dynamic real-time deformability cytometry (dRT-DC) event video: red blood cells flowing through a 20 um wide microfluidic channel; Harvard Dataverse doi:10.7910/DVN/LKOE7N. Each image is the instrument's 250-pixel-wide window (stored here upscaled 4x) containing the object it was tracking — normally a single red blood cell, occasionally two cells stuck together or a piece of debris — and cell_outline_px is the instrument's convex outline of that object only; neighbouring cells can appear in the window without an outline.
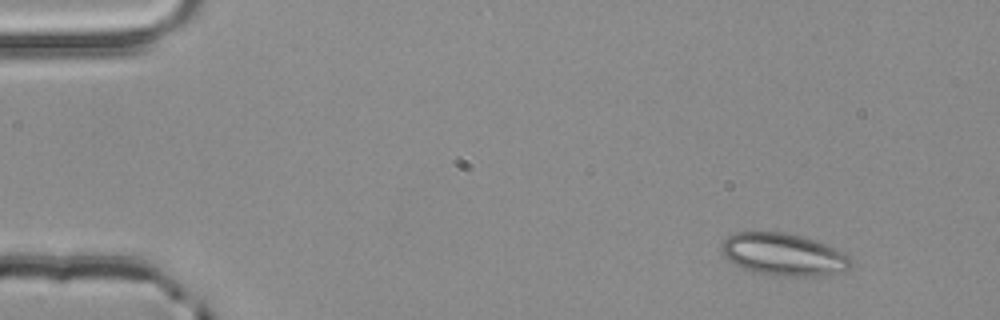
{"species": "common noctule bat (a hibernating species)", "species_latin": "Nyctalus noctula", "temperature_condition": "room temperature", "stored_images_in_passage": 4, "camera_frame_rate_fps": 3000, "um_per_image_px": 0.085, "animal": {"sex": "male", "body_mass_g": 20.4}, "frame": {"image": 1, "passage_image": 1, "time_ms": 0.0, "image_size_px": [1000, 320], "cell_outline_px": [[852, 264], [844, 272], [824, 276], [780, 276], [756, 272], [732, 264], [724, 256], [720, 248], [720, 244], [728, 236], [736, 232], [780, 232], [800, 236], [824, 244], [844, 252], [852, 260]], "centroid_in_image_um": [66.59, 21.65], "position_along_channel_um": 18.4, "area_um2": 31.91}}